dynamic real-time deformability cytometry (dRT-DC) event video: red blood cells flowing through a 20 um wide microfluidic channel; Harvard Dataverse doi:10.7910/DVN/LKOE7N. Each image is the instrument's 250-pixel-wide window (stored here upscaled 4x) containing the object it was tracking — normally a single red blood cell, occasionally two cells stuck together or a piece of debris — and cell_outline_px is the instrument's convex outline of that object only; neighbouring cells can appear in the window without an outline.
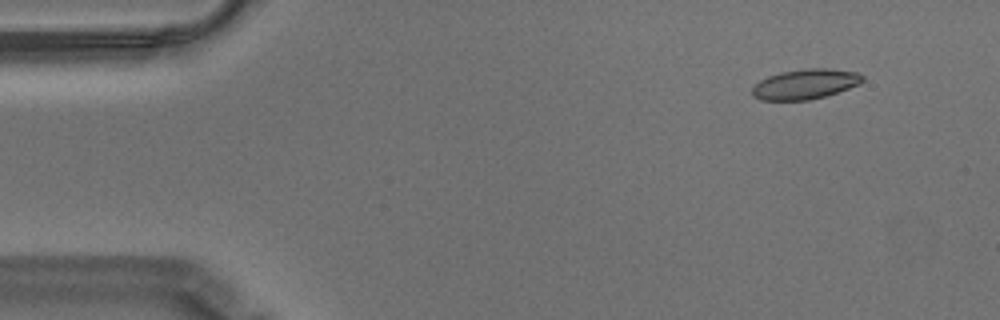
{"species": "Egyptian fruit bat (a non-hibernating species)", "species_latin": "Rousettus aegyptiacus", "temperature_condition": "warm", "stored_images_in_passage": 57, "camera_frame_rate_fps": 3000, "um_per_image_px": 0.085, "animal": {"sex": "male"}, "frame": {"image": 1, "passage_image": 5, "time_ms": 1.333, "image_size_px": [1000, 320], "cell_outline_px": [[864, 80], [860, 84], [824, 96], [808, 100], [760, 100], [752, 96], [752, 88], [760, 80], [768, 76], [780, 72], [808, 68], [828, 68], [856, 72], [864, 76]], "centroid_in_image_um": [68.43, 7.14], "position_along_channel_um": 16.6, "area_um2": 19.25}}
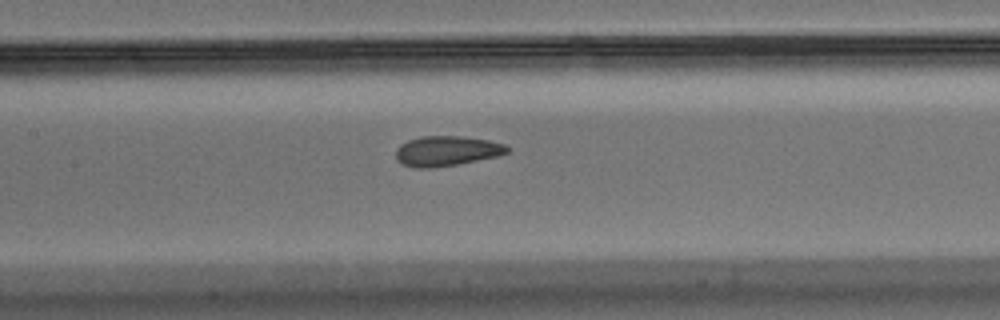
{"frame": {"image": 2, "passage_image": 26, "time_ms": 8.333, "image_size_px": [1000, 320], "cell_outline_px": [[508, 152], [500, 156], [456, 164], [432, 168], [416, 168], [400, 164], [396, 160], [396, 148], [400, 144], [408, 140], [420, 136], [460, 136], [488, 140], [504, 144], [508, 148]], "centroid_in_image_um": [37.92, 12.84], "position_along_channel_um": 169.5, "area_um2": 19.59}}
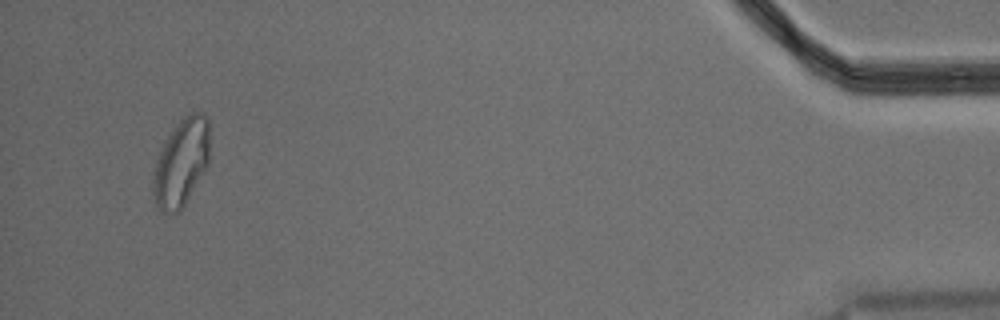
{"frame": {"image": 3, "passage_image": 54, "time_ms": 17.667, "image_size_px": [1000, 320], "cell_outline_px": [[208, 164], [180, 212], [160, 212], [156, 208], [152, 192], [152, 172], [160, 148], [172, 128], [184, 116], [192, 112], [204, 112], [208, 116]], "centroid_in_image_um": [15.36, 13.82], "position_along_channel_um": 419.8, "area_um2": 29.13}, "authors_computed_cell_mechanics": {"area_um2": 19.7676, "velocity_mm_per_s": 3.5219, "shape_relaxation_time_tau1_ms": 8.9131, "shape_relaxation_time_tau2_ms": 1.3377, "deformation_change_tau1": 0.197, "deformation_change_tau2": 0.0666}}